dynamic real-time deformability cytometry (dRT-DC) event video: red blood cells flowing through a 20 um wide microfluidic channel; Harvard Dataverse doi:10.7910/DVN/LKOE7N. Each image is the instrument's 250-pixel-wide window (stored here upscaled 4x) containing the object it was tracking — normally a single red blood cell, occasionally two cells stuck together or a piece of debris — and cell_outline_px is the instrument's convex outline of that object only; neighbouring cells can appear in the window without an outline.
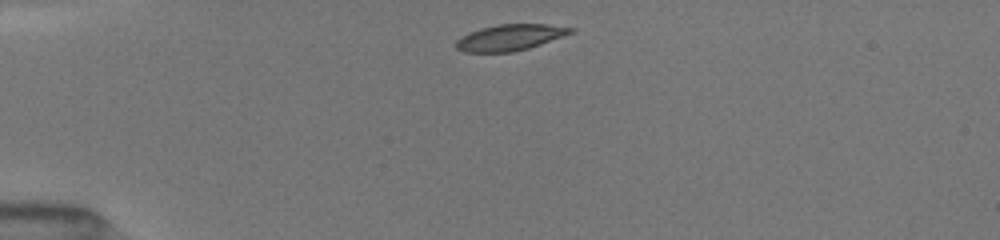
{"species": "common noctule bat (a hibernating species)", "species_latin": "Nyctalus noctula", "temperature_condition": "room temperature", "stored_images_in_passage": 7, "camera_frame_rate_fps": 3000, "um_per_image_px": 0.085, "animal": {"sex": "female", "body_mass_g": 19.5, "forearm_length_mm": 54.1}, "frame": {"image": 1, "passage_image": 1, "time_ms": 0.0, "image_size_px": [1000, 240], "cell_outline_px": [[576, 28], [572, 32], [540, 44], [528, 48], [512, 52], [464, 52], [456, 48], [456, 40], [460, 36], [468, 32], [480, 28], [496, 24], [548, 24]], "centroid_in_image_um": [43.29, 3.17], "position_along_channel_um": 41.7, "area_um2": 17.4}}